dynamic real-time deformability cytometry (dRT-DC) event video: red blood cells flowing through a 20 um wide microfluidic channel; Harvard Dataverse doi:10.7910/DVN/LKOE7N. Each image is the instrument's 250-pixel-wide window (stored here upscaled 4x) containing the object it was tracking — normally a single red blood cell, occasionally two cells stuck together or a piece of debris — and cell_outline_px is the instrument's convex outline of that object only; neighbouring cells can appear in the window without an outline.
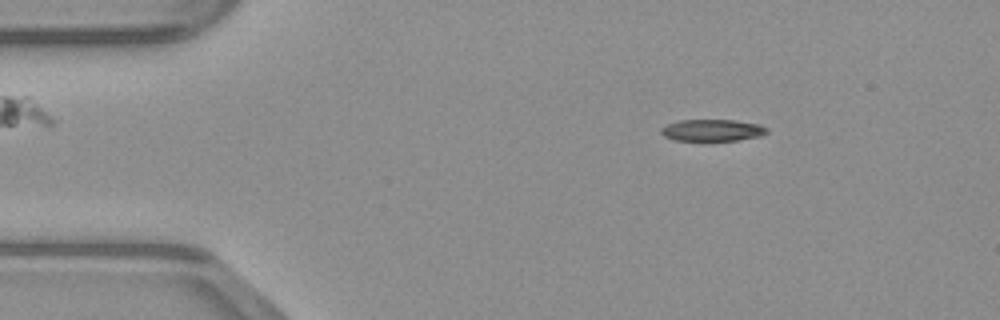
{"species": "common noctule bat (a hibernating species)", "species_latin": "Nyctalus noctula", "temperature_condition": "warm", "stored_images_in_passage": 49, "camera_frame_rate_fps": 3000, "um_per_image_px": 0.085, "animal": {"sex": "male", "body_mass_g": 23.1, "forearm_length_mm": 52.7}, "frame": {"image": 1, "passage_image": 8, "time_ms": 2.333, "image_size_px": [1000, 320], "cell_outline_px": [[768, 132], [760, 136], [736, 140], [676, 140], [664, 136], [660, 132], [660, 128], [668, 124], [680, 120], [736, 120], [760, 124], [768, 128]], "centroid_in_image_um": [60.57, 11.06], "position_along_channel_um": 24.4, "area_um2": 13.35}}
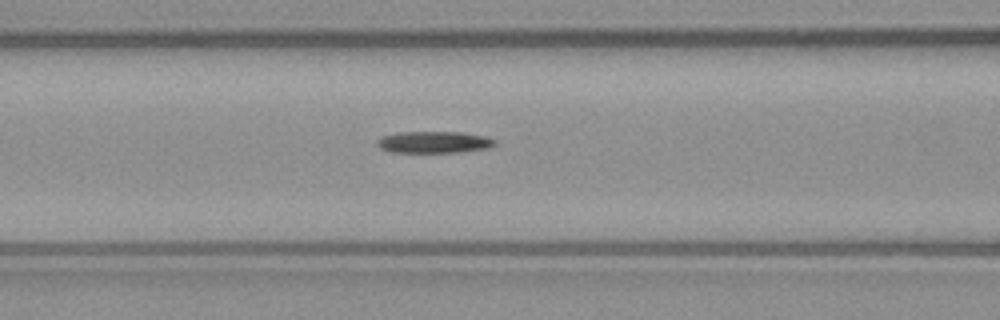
{"frame": {"image": 2, "passage_image": 20, "time_ms": 6.333, "image_size_px": [1000, 320], "cell_outline_px": [[496, 144], [488, 148], [460, 152], [392, 152], [380, 148], [376, 144], [376, 140], [380, 136], [400, 132], [460, 132], [484, 136], [496, 140]], "centroid_in_image_um": [36.86, 12.08], "position_along_channel_um": 129.7, "area_um2": 14.91}}
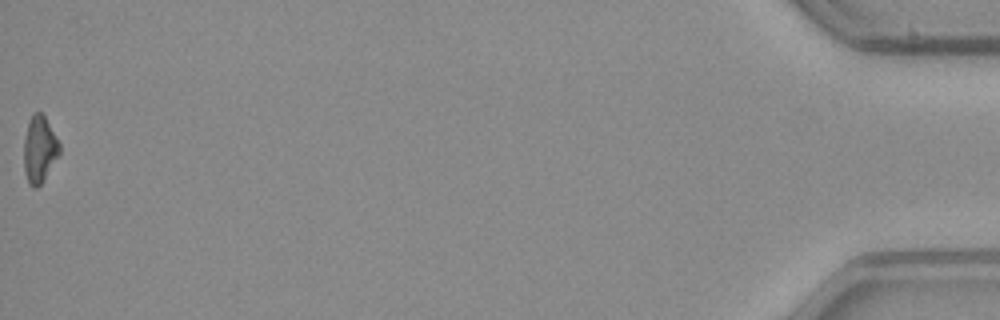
{"frame": {"image": 3, "passage_image": 49, "time_ms": 16.0, "image_size_px": [1000, 320], "cell_outline_px": [[60, 152], [40, 184], [36, 188], [32, 188], [28, 184], [24, 172], [24, 140], [28, 124], [32, 112], [40, 112], [44, 116], [60, 144]], "centroid_in_image_um": [3.33, 12.7], "position_along_channel_um": 431.9, "area_um2": 13.58}}